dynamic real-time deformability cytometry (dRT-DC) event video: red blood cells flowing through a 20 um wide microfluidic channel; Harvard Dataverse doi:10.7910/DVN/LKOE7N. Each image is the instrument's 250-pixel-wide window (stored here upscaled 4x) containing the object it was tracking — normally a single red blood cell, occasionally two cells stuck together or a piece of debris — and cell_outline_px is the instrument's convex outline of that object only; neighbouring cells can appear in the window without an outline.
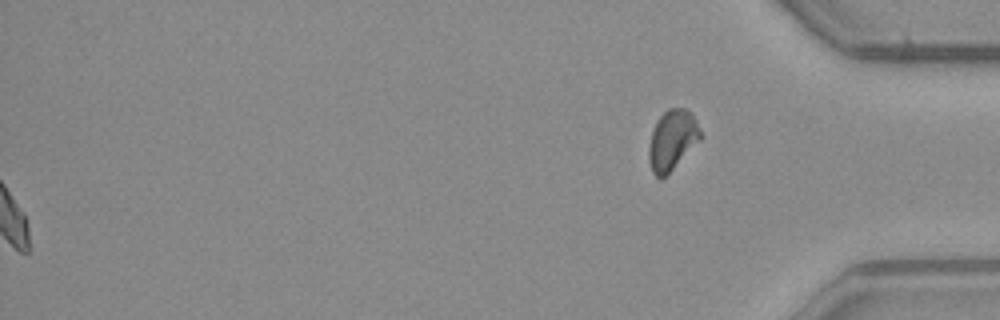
{"species": "common noctule bat (a hibernating species)", "species_latin": "Nyctalus noctula", "temperature_condition": "warm", "stored_images_in_passage": 52, "segment_of_instrument_passage": [2, 2], "camera_frame_rate_fps": 3000, "um_per_image_px": 0.085, "animal": {"sex": "male", "body_mass_g": 23.1, "forearm_length_mm": 52.7}, "frame": {"image": 1, "passage_image": 52, "time_ms": 17.0, "image_size_px": [1000, 320], "cell_outline_px": [[704, 136], [660, 180], [652, 172], [648, 156], [648, 148], [652, 132], [656, 120], [668, 108], [684, 108], [696, 120]], "centroid_in_image_um": [57.13, 11.88], "position_along_channel_um": 378.1, "area_um2": 17.8}}